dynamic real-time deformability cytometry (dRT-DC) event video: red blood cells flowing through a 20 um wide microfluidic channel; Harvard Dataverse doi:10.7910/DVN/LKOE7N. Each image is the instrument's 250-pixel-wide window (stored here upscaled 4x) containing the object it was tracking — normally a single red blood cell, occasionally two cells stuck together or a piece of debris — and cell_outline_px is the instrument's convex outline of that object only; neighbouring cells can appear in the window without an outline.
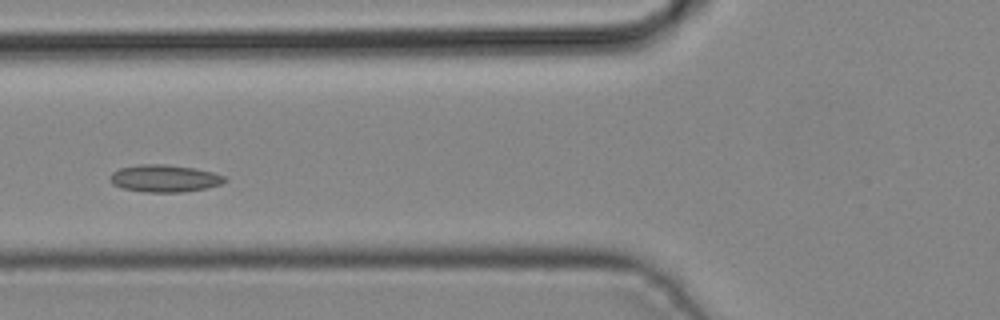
{"species": "common noctule bat (a hibernating species)", "species_latin": "Nyctalus noctula", "temperature_condition": "cold", "stored_images_in_passage": 4, "camera_frame_rate_fps": 3000, "um_per_image_px": 0.085, "animal": {"sex": "male", "body_mass_g": 19.2, "forearm_length_mm": 51.8}, "frame": {"image": 1, "passage_image": 4, "time_ms": 1.0, "image_size_px": [1000, 320], "cell_outline_px": [[228, 180], [220, 184], [208, 188], [184, 192], [144, 192], [124, 188], [112, 184], [108, 176], [112, 172], [120, 168], [140, 164], [164, 164], [196, 168], [212, 172], [224, 176]], "centroid_in_image_um": [13.98, 15.16], "position_along_channel_um": 111.8, "area_um2": 18.32}}